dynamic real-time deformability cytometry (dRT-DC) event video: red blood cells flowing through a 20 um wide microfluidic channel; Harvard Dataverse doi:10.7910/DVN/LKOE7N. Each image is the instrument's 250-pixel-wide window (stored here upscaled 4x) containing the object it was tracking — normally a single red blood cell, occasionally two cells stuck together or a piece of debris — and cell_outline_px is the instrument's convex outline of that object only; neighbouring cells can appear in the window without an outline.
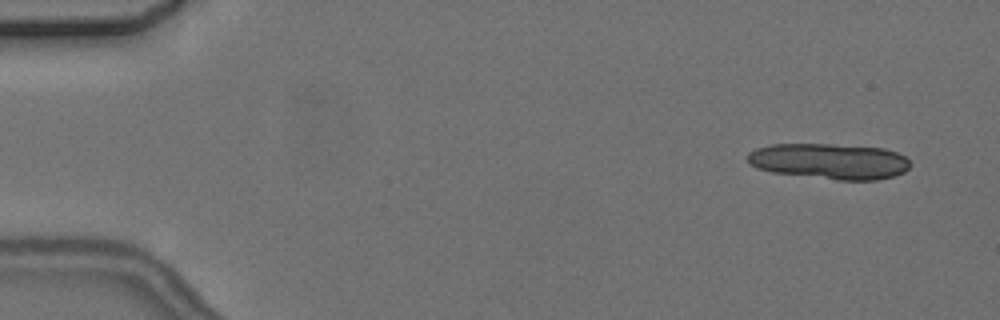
{"species": "common noctule bat (a hibernating species)", "species_latin": "Nyctalus noctula", "temperature_condition": "cold", "stored_images_in_passage": 3, "camera_frame_rate_fps": 3000, "um_per_image_px": 0.085, "animal": {"sex": "female", "body_mass_g": 24.6, "forearm_length_mm": 56.2}, "frame": {"image": 1, "passage_image": 1, "time_ms": 0.0, "image_size_px": [1000, 320], "cell_outline_px": [[908, 168], [904, 172], [892, 176], [876, 180], [840, 180], [772, 172], [756, 168], [748, 164], [748, 152], [756, 148], [772, 144], [832, 144], [884, 148], [896, 152], [904, 156], [908, 160]], "centroid_in_image_um": [70.47, 13.7], "position_along_channel_um": 14.5, "area_um2": 33.81}}